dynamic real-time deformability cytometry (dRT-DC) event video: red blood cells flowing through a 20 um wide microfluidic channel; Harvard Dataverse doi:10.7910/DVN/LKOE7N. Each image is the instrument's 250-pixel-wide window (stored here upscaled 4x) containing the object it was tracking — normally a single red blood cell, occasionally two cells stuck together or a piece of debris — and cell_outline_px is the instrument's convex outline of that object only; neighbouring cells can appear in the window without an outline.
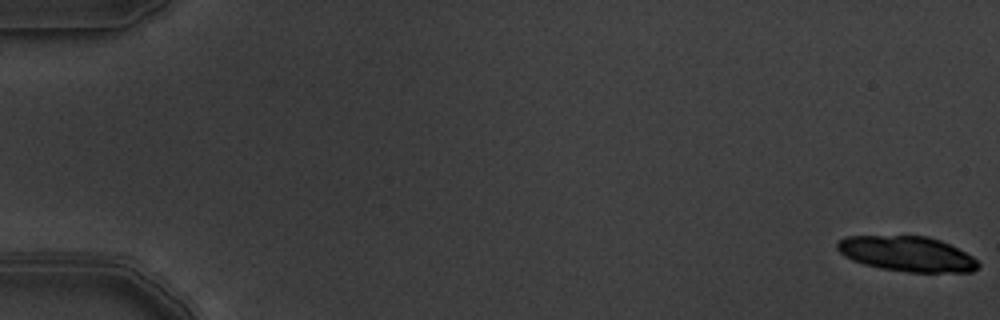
{"species": "common noctule bat (a hibernating species)", "species_latin": "Nyctalus noctula", "temperature_condition": "warm", "stored_images_in_passage": 8, "camera_frame_rate_fps": 3000, "um_per_image_px": 0.085, "animal": {"sex": "male", "body_mass_g": 19.5, "forearm_length_mm": 54.6}, "frame": {"image": 1, "passage_image": 1, "time_ms": 0.0, "image_size_px": [1000, 320], "cell_outline_px": [[980, 268], [972, 272], [908, 272], [880, 268], [864, 264], [852, 260], [844, 256], [836, 248], [836, 240], [848, 236], [928, 236], [940, 240], [972, 256], [980, 264]], "centroid_in_image_um": [77.08, 21.58], "position_along_channel_um": 7.9, "area_um2": 28.9}}
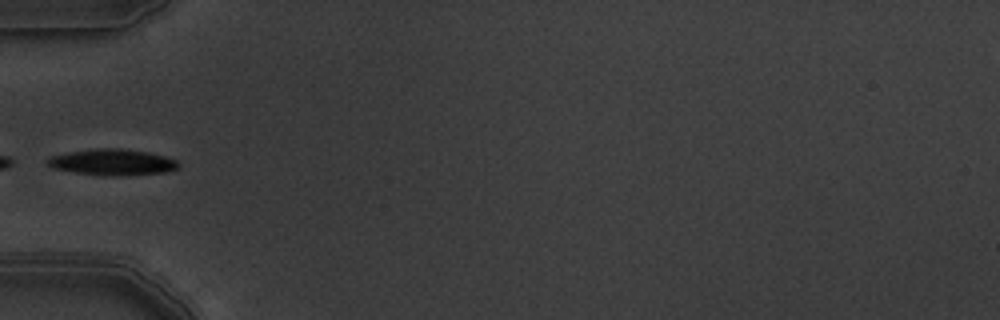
{"frame": {"image": 2, "passage_image": 7, "time_ms": 2.0, "image_size_px": [1000, 320], "cell_outline_px": [[180, 164], [176, 168], [164, 172], [112, 176], [104, 176], [76, 172], [52, 168], [44, 164], [44, 160], [48, 156], [68, 152], [96, 148], [120, 148], [148, 152], [164, 156], [176, 160]], "centroid_in_image_um": [9.46, 13.77], "position_along_channel_um": 75.5, "area_um2": 20.0}}